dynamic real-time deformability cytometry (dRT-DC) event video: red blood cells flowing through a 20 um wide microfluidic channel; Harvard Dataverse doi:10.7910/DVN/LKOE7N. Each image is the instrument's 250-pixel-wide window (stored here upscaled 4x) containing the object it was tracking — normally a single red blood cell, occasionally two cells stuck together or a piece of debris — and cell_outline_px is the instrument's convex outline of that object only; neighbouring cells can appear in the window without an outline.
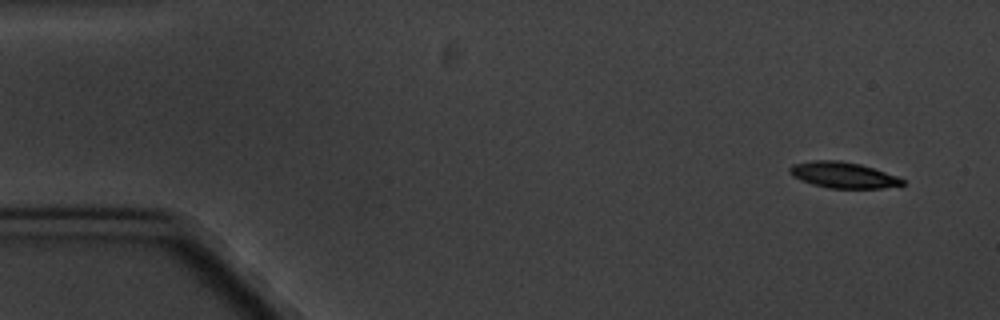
{"species": "common noctule bat (a hibernating species)", "species_latin": "Nyctalus noctula", "temperature_condition": "cold", "stored_images_in_passage": 6, "segment_of_instrument_passage": [1, 2], "camera_frame_rate_fps": 3000, "um_per_image_px": 0.085, "animal": {"sex": "male", "body_mass_g": 20.1, "forearm_length_mm": 53.5}, "frame": {"image": 1, "passage_image": 1, "time_ms": 0.0, "image_size_px": [1000, 320], "cell_outline_px": [[904, 184], [880, 188], [828, 188], [812, 184], [800, 180], [792, 176], [788, 172], [788, 168], [792, 164], [812, 160], [840, 160], [860, 164], [896, 176], [904, 180]], "centroid_in_image_um": [71.58, 14.87], "position_along_channel_um": 13.4, "area_um2": 16.99}}
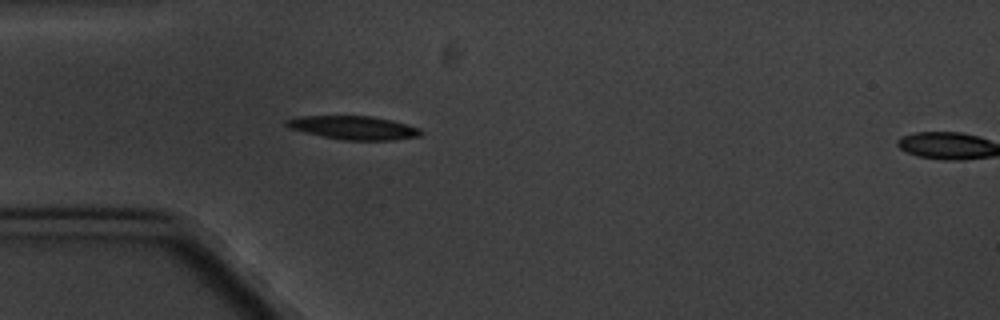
{"frame": {"image": 2, "passage_image": 5, "time_ms": 4.333, "image_size_px": [1000, 320], "cell_outline_px": [[424, 132], [420, 136], [392, 140], [344, 140], [304, 132], [288, 128], [284, 124], [284, 120], [300, 116], [372, 116], [392, 120], [408, 124], [420, 128]], "centroid_in_image_um": [30.07, 10.85], "position_along_channel_um": 54.9, "area_um2": 18.5}}